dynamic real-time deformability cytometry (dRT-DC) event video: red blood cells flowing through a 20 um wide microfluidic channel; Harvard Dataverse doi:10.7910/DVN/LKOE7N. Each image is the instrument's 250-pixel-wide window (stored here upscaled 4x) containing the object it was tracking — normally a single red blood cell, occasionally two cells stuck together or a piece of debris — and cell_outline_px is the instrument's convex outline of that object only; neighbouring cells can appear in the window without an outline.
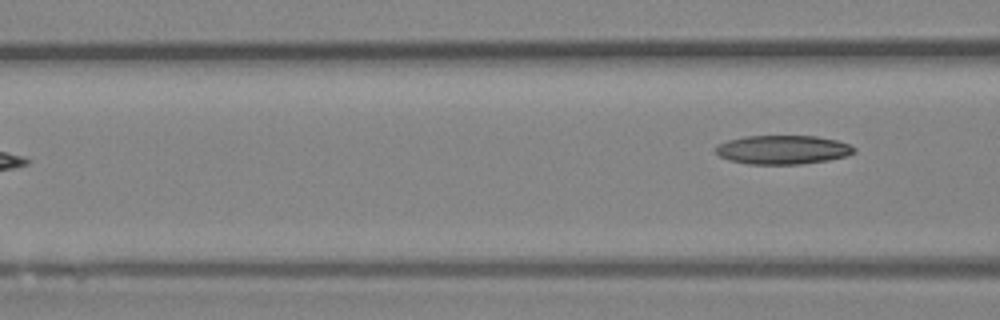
{"species": "Egyptian fruit bat (a non-hibernating species)", "species_latin": "Rousettus aegyptiacus", "temperature_condition": "room temperature", "stored_images_in_passage": 8, "camera_frame_rate_fps": 3000, "um_per_image_px": 0.085, "animal": {"sex": "female"}, "frame": {"image": 1, "passage_image": 8, "time_ms": 2.333, "image_size_px": [1000, 320], "cell_outline_px": [[856, 152], [848, 156], [828, 160], [800, 164], [748, 164], [728, 160], [720, 156], [716, 152], [716, 148], [720, 144], [728, 140], [744, 136], [816, 136], [836, 140], [848, 144], [856, 148]], "centroid_in_image_um": [66.56, 12.73], "position_along_channel_um": 100.0, "area_um2": 23.29}}